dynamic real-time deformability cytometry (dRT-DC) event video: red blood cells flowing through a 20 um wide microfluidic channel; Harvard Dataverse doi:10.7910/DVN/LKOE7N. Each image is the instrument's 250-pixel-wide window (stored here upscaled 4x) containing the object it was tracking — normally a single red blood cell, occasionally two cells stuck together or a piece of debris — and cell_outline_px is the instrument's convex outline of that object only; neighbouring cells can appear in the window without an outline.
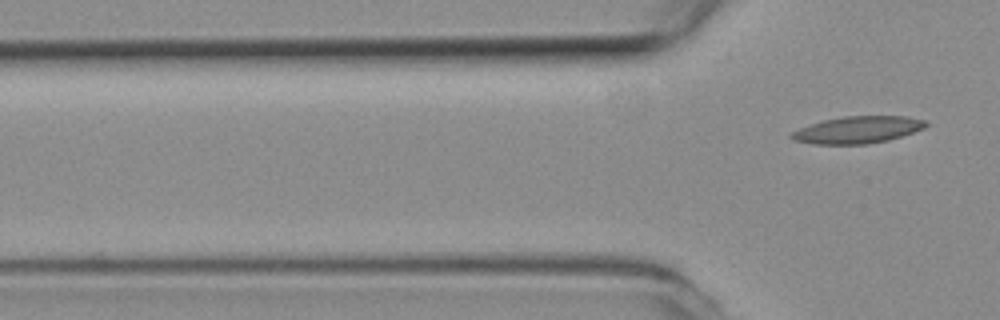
{"species": "common noctule bat (a hibernating species)", "species_latin": "Nyctalus noctula", "temperature_condition": "room temperature", "stored_images_in_passage": 2, "camera_frame_rate_fps": 3000, "um_per_image_px": 0.085, "animal": {"sex": "female", "body_mass_g": 19.3, "forearm_length_mm": 54.1}, "frame": {"image": 1, "passage_image": 2, "time_ms": 0.333, "image_size_px": [1000, 320], "cell_outline_px": [[928, 124], [924, 128], [888, 140], [868, 144], [812, 144], [792, 140], [788, 136], [792, 132], [800, 128], [824, 120], [844, 116], [904, 116], [924, 120]], "centroid_in_image_um": [72.86, 11.04], "position_along_channel_um": 52.9, "area_um2": 20.98}}